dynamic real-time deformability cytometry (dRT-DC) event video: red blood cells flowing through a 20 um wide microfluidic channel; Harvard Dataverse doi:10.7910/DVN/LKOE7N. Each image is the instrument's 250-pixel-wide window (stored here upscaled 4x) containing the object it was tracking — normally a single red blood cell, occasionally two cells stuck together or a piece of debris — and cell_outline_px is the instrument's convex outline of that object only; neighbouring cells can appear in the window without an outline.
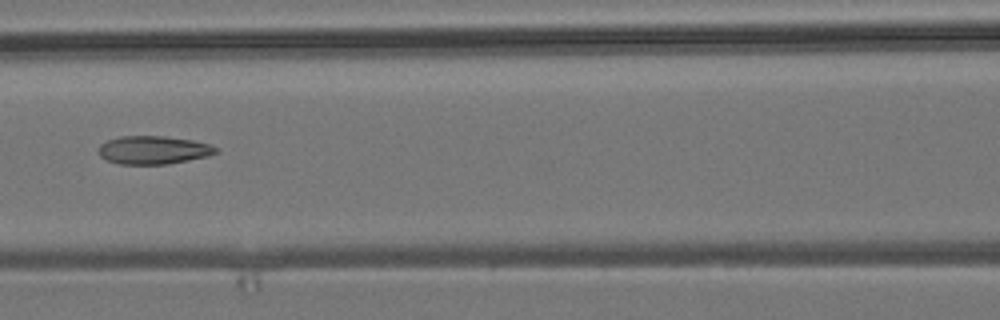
{"species": "common noctule bat (a hibernating species)", "species_latin": "Nyctalus noctula", "temperature_condition": "room temperature", "stored_images_in_passage": 5, "camera_frame_rate_fps": 3000, "um_per_image_px": 0.085, "animal": {"sex": "male", "body_mass_g": 19.2, "forearm_length_mm": 51.8}, "frame": {"image": 1, "passage_image": 5, "time_ms": 5.333, "image_size_px": [1000, 320], "cell_outline_px": [[220, 152], [208, 156], [168, 164], [120, 164], [104, 160], [100, 156], [100, 144], [108, 140], [120, 136], [164, 136], [192, 140], [212, 144], [220, 148]], "centroid_in_image_um": [13.09, 12.75], "position_along_channel_um": 153.5, "area_um2": 19.48}}